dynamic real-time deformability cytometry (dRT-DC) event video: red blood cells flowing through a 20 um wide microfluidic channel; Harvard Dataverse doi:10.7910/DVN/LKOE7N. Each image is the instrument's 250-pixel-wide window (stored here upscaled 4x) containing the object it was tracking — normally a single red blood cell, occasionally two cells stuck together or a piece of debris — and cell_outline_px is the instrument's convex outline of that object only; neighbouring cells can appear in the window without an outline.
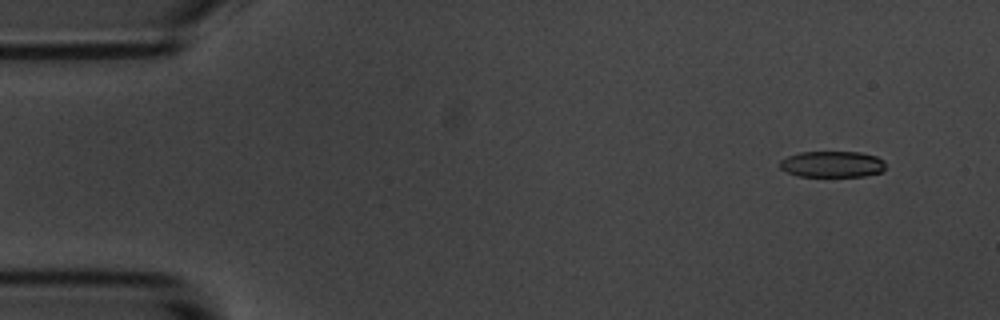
{"species": "common noctule bat (a hibernating species)", "species_latin": "Nyctalus noctula", "temperature_condition": "room temperature", "stored_images_in_passage": 56, "camera_frame_rate_fps": 3000, "um_per_image_px": 0.085, "animal": {"sex": "male", "body_mass_g": 20.1, "forearm_length_mm": 53.5}, "frame": {"image": 1, "passage_image": 5, "time_ms": 1.333, "image_size_px": [1000, 320], "cell_outline_px": [[884, 172], [864, 176], [796, 176], [780, 168], [780, 160], [788, 156], [800, 152], [860, 152], [876, 156], [884, 160]], "centroid_in_image_um": [70.75, 13.96], "position_along_channel_um": 14.2, "area_um2": 16.18}}
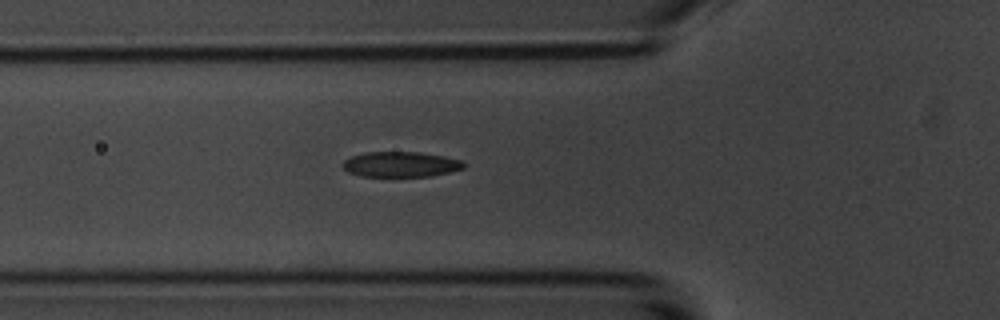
{"frame": {"image": 2, "passage_image": 20, "time_ms": 6.333, "image_size_px": [1000, 320], "cell_outline_px": [[464, 168], [432, 176], [360, 176], [348, 172], [344, 168], [344, 160], [352, 156], [364, 152], [420, 152], [444, 156], [460, 160], [464, 164]], "centroid_in_image_um": [34.05, 13.96], "position_along_channel_um": 91.8, "area_um2": 17.69}}
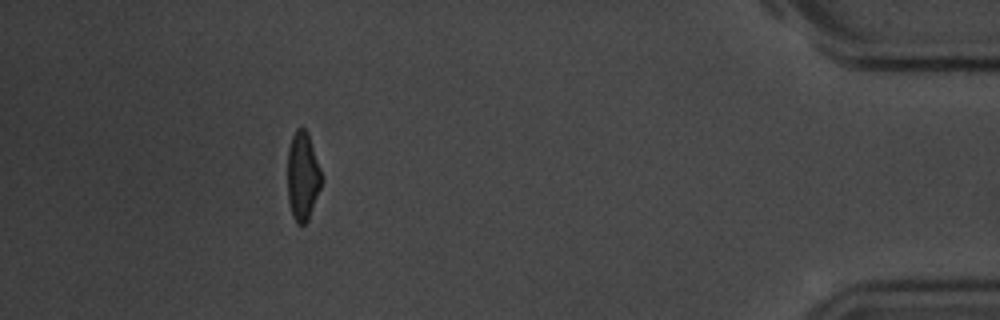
{"frame": {"image": 3, "passage_image": 51, "time_ms": 16.667, "image_size_px": [1000, 320], "cell_outline_px": [[324, 180], [308, 220], [304, 224], [296, 224], [292, 216], [288, 200], [288, 148], [292, 136], [296, 128], [304, 128], [308, 132], [324, 176]], "centroid_in_image_um": [25.76, 14.97], "position_along_channel_um": 409.4, "area_um2": 17.98}, "authors_computed_cell_mechanics": {"area_um2": 18.2648, "velocity_mm_per_s": 3.6172, "shape_relaxation_time_tau1_ms": 3.4947, "shape_relaxation_time_tau2_ms": 1.7269, "deformation_change_tau1": 0.1398, "deformation_change_tau2": 0.0905}}